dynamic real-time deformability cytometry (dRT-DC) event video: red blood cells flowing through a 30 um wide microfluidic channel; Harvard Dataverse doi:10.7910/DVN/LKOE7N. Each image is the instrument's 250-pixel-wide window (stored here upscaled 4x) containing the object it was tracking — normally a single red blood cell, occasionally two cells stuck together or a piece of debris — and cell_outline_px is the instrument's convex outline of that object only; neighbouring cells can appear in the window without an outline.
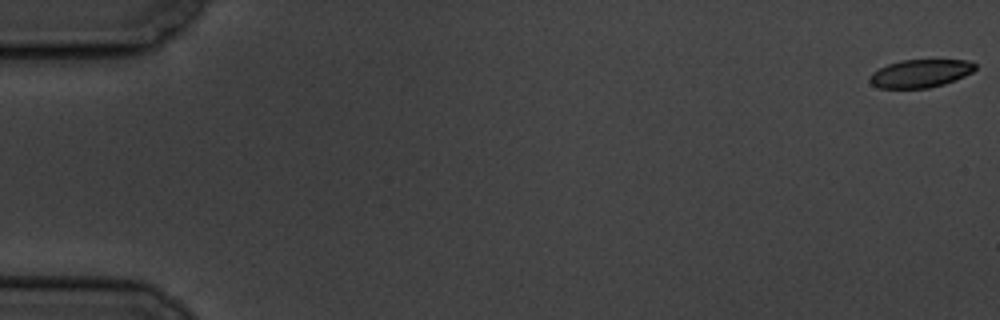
{"species": "common noctule bat (a hibernating species)", "species_latin": "Nyctalus noctula", "temperature_condition": "cold", "stored_images_in_passage": 12, "camera_frame_rate_fps": 3000, "um_per_image_px": 0.085, "animal": {"sex": "male", "body_mass_g": 19.5, "forearm_length_mm": 54.6}, "frame": {"image": 1, "passage_image": 1, "time_ms": 0.0, "image_size_px": [1000, 320], "cell_outline_px": [[976, 68], [972, 72], [956, 80], [944, 84], [928, 88], [880, 88], [872, 84], [868, 80], [868, 76], [872, 72], [888, 64], [900, 60], [968, 60], [976, 64]], "centroid_in_image_um": [78.22, 6.24], "position_along_channel_um": 6.8, "area_um2": 17.28}}
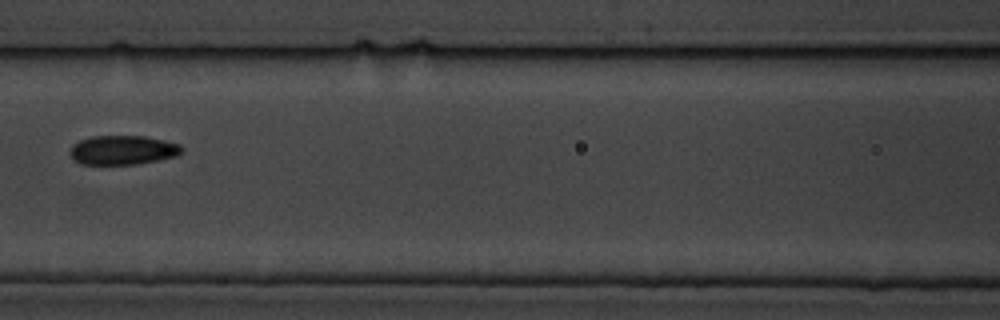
{"frame": {"image": 2, "passage_image": 8, "time_ms": 9.0, "image_size_px": [1000, 320], "cell_outline_px": [[184, 152], [176, 156], [136, 164], [80, 164], [72, 160], [68, 152], [72, 144], [80, 140], [92, 136], [144, 136], [180, 144], [184, 148]], "centroid_in_image_um": [10.4, 12.75], "position_along_channel_um": 156.2, "area_um2": 19.19}}
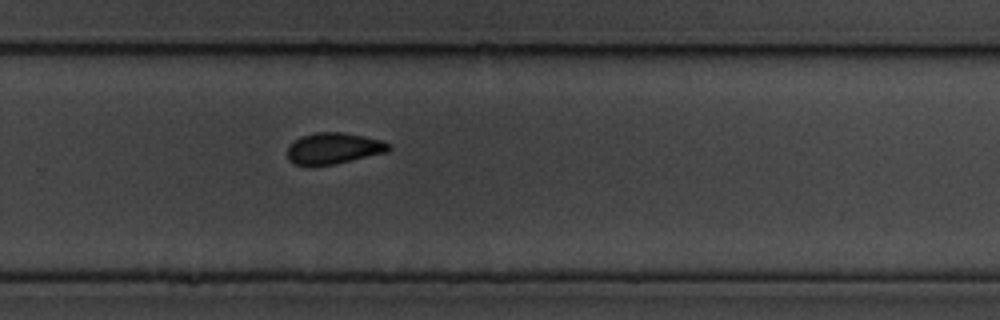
{"frame": {"image": 3, "passage_image": 12, "time_ms": 13.333, "image_size_px": [1000, 320], "cell_outline_px": [[392, 148], [388, 152], [336, 164], [308, 168], [296, 164], [288, 160], [288, 148], [300, 136], [316, 132], [344, 132], [364, 136], [380, 140], [392, 144]], "centroid_in_image_um": [28.37, 12.64], "position_along_channel_um": 301.4, "area_um2": 18.9}}